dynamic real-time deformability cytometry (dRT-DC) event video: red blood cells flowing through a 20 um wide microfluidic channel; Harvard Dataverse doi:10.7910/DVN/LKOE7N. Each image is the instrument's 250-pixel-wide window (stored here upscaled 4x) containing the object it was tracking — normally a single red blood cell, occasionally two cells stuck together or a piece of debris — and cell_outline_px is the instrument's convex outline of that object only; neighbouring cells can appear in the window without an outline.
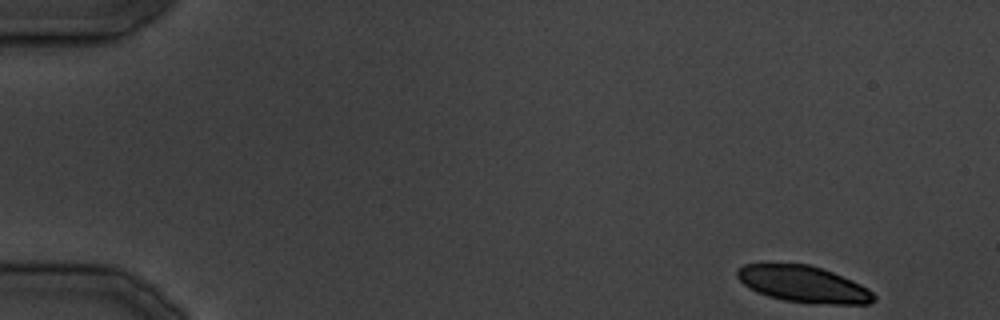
{"species": "common noctule bat (a hibernating species)", "species_latin": "Nyctalus noctula", "temperature_condition": "cold", "stored_images_in_passage": 7, "camera_frame_rate_fps": 3000, "um_per_image_px": 0.085, "animal": {"sex": "male", "body_mass_g": 19.5, "forearm_length_mm": 54.6}, "frame": {"image": 1, "passage_image": 1, "time_ms": 0.0, "image_size_px": [1000, 320], "cell_outline_px": [[876, 300], [868, 304], [808, 304], [784, 300], [768, 296], [756, 292], [748, 288], [736, 276], [736, 268], [744, 264], [808, 264], [832, 272], [852, 280], [868, 288], [876, 296]], "centroid_in_image_um": [68.28, 24.17], "position_along_channel_um": 16.7, "area_um2": 29.25}}